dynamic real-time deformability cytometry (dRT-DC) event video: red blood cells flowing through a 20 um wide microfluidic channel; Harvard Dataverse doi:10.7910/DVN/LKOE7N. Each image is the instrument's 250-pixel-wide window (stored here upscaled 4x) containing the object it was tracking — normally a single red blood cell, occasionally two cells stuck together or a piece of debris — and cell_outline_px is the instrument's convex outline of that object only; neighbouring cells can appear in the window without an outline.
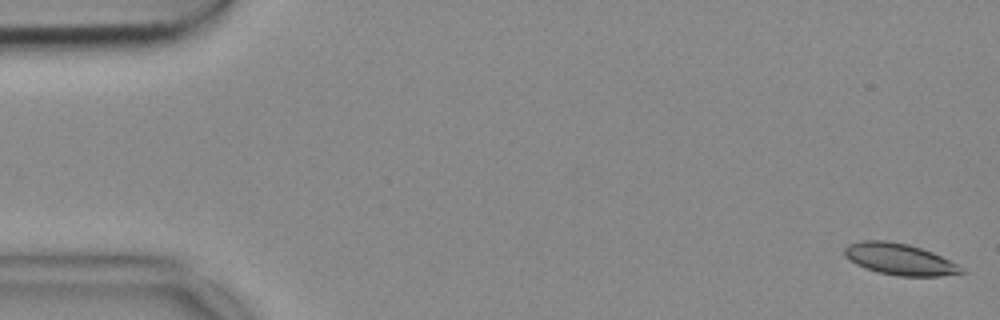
{"species": "common noctule bat (a hibernating species)", "species_latin": "Nyctalus noctula", "temperature_condition": "cold", "stored_images_in_passage": 53, "camera_frame_rate_fps": 3000, "um_per_image_px": 0.085, "animal": {"sex": "female", "body_mass_g": 18.4}, "frame": {"image": 1, "passage_image": 1, "time_ms": 0.0, "image_size_px": [1000, 320], "cell_outline_px": [[968, 272], [940, 276], [900, 276], [880, 272], [864, 268], [848, 260], [844, 256], [844, 248], [848, 244], [860, 240], [884, 240], [908, 244], [932, 252], [964, 268]], "centroid_in_image_um": [76.43, 22.03], "position_along_channel_um": 8.6, "area_um2": 21.39}}
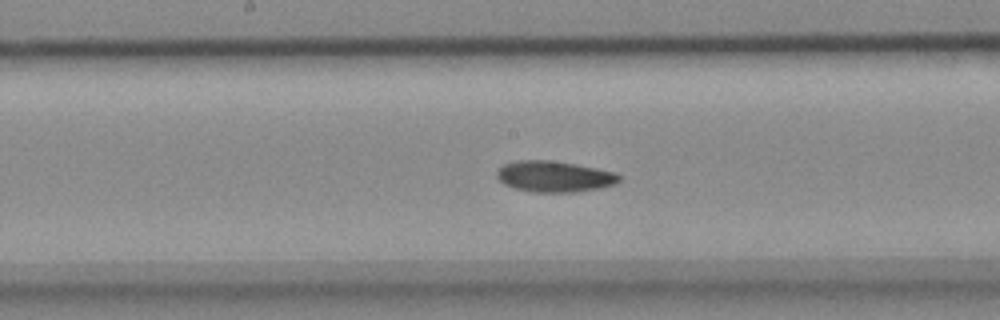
{"frame": {"image": 2, "passage_image": 27, "time_ms": 8.667, "image_size_px": [1000, 320], "cell_outline_px": [[620, 180], [616, 184], [600, 188], [576, 192], [532, 192], [516, 188], [504, 184], [496, 176], [496, 172], [504, 164], [520, 160], [548, 160], [576, 164], [616, 172], [620, 176]], "centroid_in_image_um": [47.14, 15.0], "position_along_channel_um": 201.1, "area_um2": 22.08}}
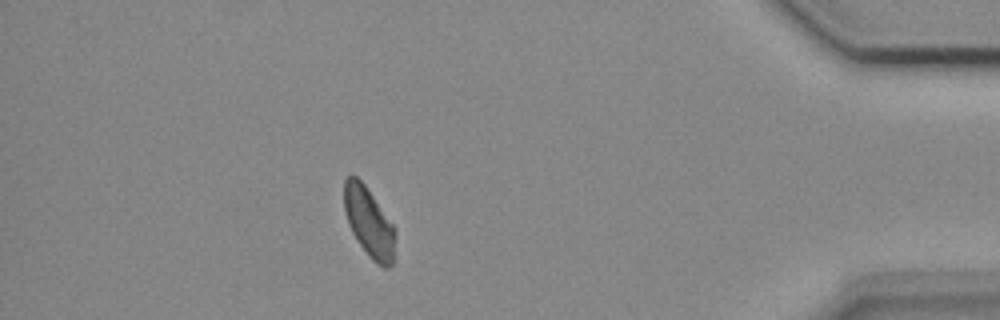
{"frame": {"image": 3, "passage_image": 47, "time_ms": 15.333, "image_size_px": [1000, 320], "cell_outline_px": [[396, 260], [388, 268], [384, 268], [372, 260], [368, 256], [352, 232], [348, 224], [344, 212], [344, 180], [348, 176], [356, 176], [364, 184], [396, 228]], "centroid_in_image_um": [31.41, 18.95], "position_along_channel_um": 403.8, "area_um2": 21.1}}